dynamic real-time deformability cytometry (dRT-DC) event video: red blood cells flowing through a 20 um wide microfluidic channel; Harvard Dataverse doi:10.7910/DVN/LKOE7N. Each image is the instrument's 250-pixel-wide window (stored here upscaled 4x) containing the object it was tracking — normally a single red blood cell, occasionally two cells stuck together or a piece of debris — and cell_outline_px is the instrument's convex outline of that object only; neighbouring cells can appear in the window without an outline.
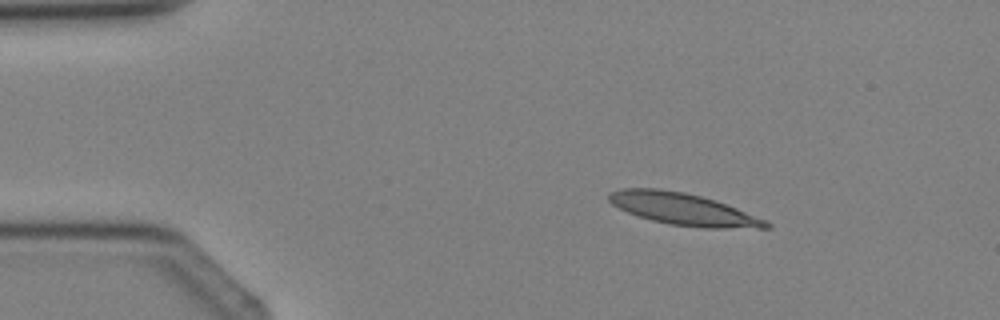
{"species": "Egyptian fruit bat (a non-hibernating species)", "species_latin": "Rousettus aegyptiacus", "temperature_condition": "cold", "stored_images_in_passage": 3, "camera_frame_rate_fps": 3000, "um_per_image_px": 0.085, "animal": {"sex": "female"}, "frame": {"image": 1, "passage_image": 2, "time_ms": 1.333, "image_size_px": [1000, 320], "cell_outline_px": [[772, 228], [704, 228], [668, 224], [652, 220], [628, 212], [612, 204], [608, 200], [608, 192], [620, 188], [660, 188], [684, 192], [700, 196], [736, 208], [768, 220], [772, 224]], "centroid_in_image_um": [58.08, 17.78], "position_along_channel_um": 26.9, "area_um2": 29.19}}